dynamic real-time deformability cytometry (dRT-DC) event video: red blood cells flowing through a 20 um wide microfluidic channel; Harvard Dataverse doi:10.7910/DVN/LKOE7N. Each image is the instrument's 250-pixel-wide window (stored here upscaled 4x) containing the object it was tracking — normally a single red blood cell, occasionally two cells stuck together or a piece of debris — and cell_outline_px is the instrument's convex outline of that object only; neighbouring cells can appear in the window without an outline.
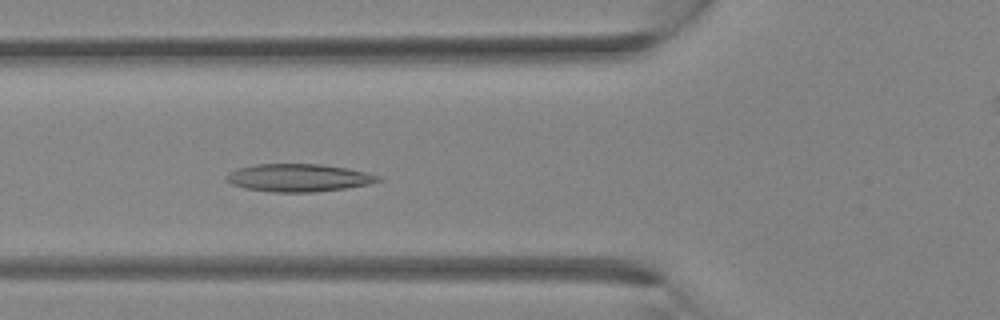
{"species": "Egyptian fruit bat (a non-hibernating species)", "species_latin": "Rousettus aegyptiacus", "temperature_condition": "room temperature", "stored_images_in_passage": 29, "camera_frame_rate_fps": 3000, "um_per_image_px": 0.085, "animal": {"sex": "female"}, "frame": {"image": 1, "passage_image": 7, "time_ms": 2.0, "image_size_px": [1000, 320], "cell_outline_px": [[384, 180], [368, 184], [348, 188], [312, 192], [272, 192], [244, 188], [232, 184], [224, 176], [228, 172], [236, 168], [256, 164], [320, 164], [348, 168], [380, 176]], "centroid_in_image_um": [25.37, 15.11], "position_along_channel_um": 100.4, "area_um2": 24.62}}
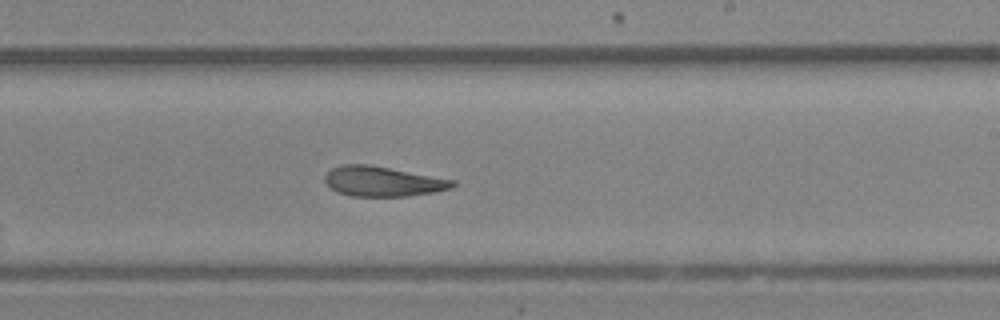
{"frame": {"image": 2, "passage_image": 15, "time_ms": 4.667, "image_size_px": [1000, 320], "cell_outline_px": [[456, 184], [452, 188], [432, 192], [408, 196], [352, 196], [336, 192], [328, 188], [324, 180], [324, 176], [332, 168], [344, 164], [368, 164], [456, 180]], "centroid_in_image_um": [32.5, 15.42], "position_along_channel_um": 256.5, "area_um2": 22.37}}
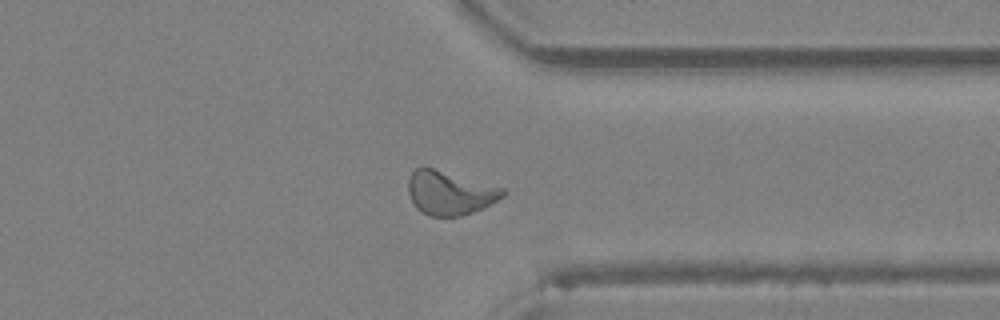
{"frame": {"image": 3, "passage_image": 21, "time_ms": 6.667, "image_size_px": [1000, 320], "cell_outline_px": [[508, 192], [504, 196], [472, 212], [460, 216], [428, 216], [416, 208], [408, 192], [408, 180], [412, 172], [416, 168], [432, 168], [504, 188]], "centroid_in_image_um": [38.21, 16.4], "position_along_channel_um": 373.2, "area_um2": 23.7}}